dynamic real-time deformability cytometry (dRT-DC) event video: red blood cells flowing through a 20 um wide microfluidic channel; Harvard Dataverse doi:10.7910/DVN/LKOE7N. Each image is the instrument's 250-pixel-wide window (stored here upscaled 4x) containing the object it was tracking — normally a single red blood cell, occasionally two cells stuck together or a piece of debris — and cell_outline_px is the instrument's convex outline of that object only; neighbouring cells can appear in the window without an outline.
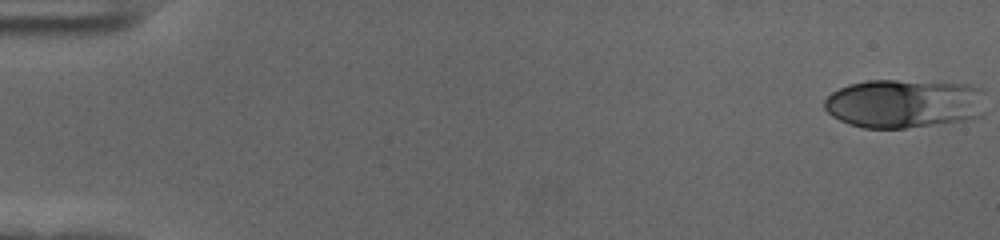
{"species": "human", "species_latin": "Homo sapiens", "temperature_condition": "cold", "stored_images_in_passage": 14, "camera_frame_rate_fps": 3000, "um_per_image_px": 0.085, "donor": {"sex": "female"}, "frame": {"image": 1, "passage_image": 1, "time_ms": 0.0, "image_size_px": [1000, 240], "cell_outline_px": [[984, 116], [968, 120], [904, 128], [864, 128], [848, 124], [832, 116], [824, 108], [824, 100], [832, 92], [848, 84], [868, 80], [940, 80], [968, 84], [984, 88]], "centroid_in_image_um": [76.93, 8.77], "position_along_channel_um": 8.1, "area_um2": 47.16}}